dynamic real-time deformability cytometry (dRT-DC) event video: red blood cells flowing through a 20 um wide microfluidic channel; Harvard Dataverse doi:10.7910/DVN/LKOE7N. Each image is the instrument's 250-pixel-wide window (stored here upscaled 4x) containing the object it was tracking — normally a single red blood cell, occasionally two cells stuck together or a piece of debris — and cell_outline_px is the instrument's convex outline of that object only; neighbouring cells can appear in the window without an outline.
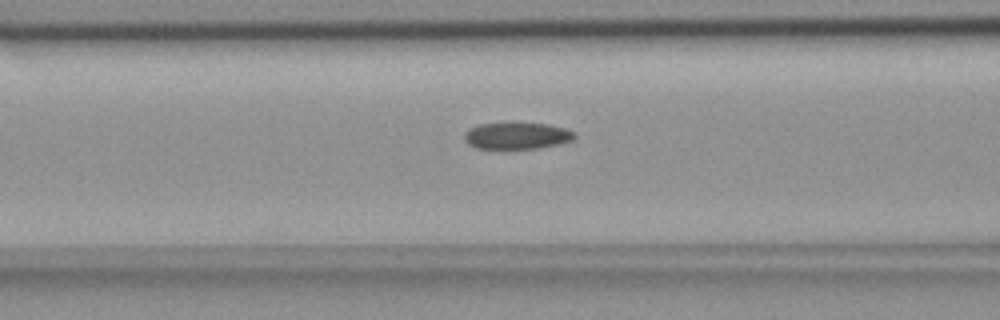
{"species": "common noctule bat (a hibernating species)", "species_latin": "Nyctalus noctula", "temperature_condition": "room temperature", "stored_images_in_passage": 55, "camera_frame_rate_fps": 3000, "um_per_image_px": 0.085, "animal": {"sex": "female", "body_mass_g": 18.4}, "frame": {"image": 1, "passage_image": 22, "time_ms": 7.0, "image_size_px": [1000, 320], "cell_outline_px": [[576, 136], [572, 140], [560, 144], [536, 148], [476, 148], [468, 144], [464, 140], [464, 132], [468, 128], [480, 124], [548, 124], [564, 128], [576, 132]], "centroid_in_image_um": [43.93, 11.55], "position_along_channel_um": 122.7, "area_um2": 16.88}}
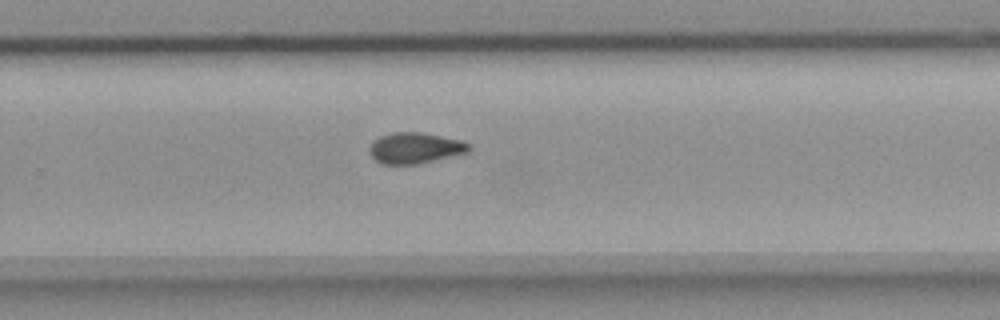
{"frame": {"image": 2, "passage_image": 36, "time_ms": 11.667, "image_size_px": [1000, 320], "cell_outline_px": [[472, 148], [468, 152], [420, 164], [380, 164], [372, 156], [372, 144], [380, 136], [392, 132], [420, 132], [460, 140], [468, 144]], "centroid_in_image_um": [35.31, 12.59], "position_along_channel_um": 294.5, "area_um2": 17.63}}
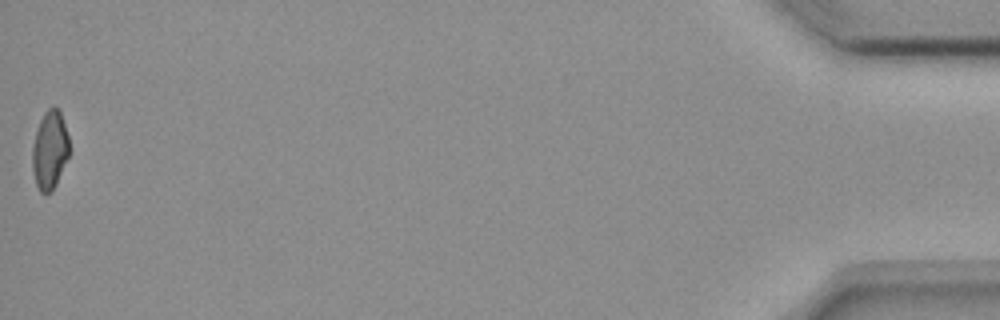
{"frame": {"image": 3, "passage_image": 55, "time_ms": 18.0, "image_size_px": [1000, 320], "cell_outline_px": [[68, 156], [56, 184], [52, 192], [40, 192], [36, 184], [32, 168], [32, 148], [36, 132], [40, 120], [44, 112], [52, 104], [60, 112], [68, 136]], "centroid_in_image_um": [4.21, 12.74], "position_along_channel_um": 431.0, "area_um2": 16.65}, "authors_computed_cell_mechanics": {"area_um2": 17.8602, "velocity_mm_per_s": 3.6921, "shape_relaxation_time_tau1_ms": null, "shape_relaxation_time_tau2_ms": 3.159, "deformation_change_tau1": null, "deformation_change_tau2": 0.0975}}